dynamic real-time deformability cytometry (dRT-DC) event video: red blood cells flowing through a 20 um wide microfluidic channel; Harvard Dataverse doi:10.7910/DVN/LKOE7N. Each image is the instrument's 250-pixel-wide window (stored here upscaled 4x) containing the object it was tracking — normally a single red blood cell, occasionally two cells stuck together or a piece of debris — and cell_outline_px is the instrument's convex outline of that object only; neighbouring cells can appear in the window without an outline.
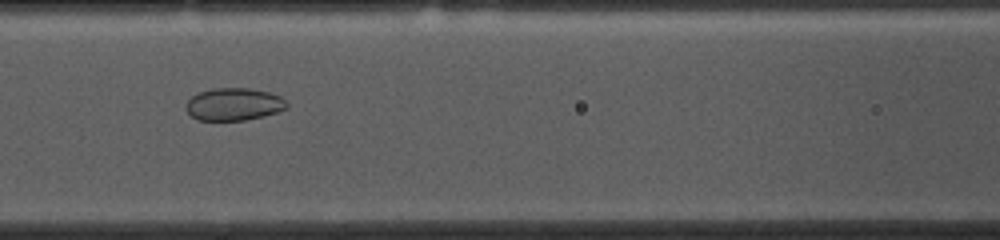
{"species": "common noctule bat (a hibernating species)", "species_latin": "Nyctalus noctula", "temperature_condition": "cold", "stored_images_in_passage": 53, "camera_frame_rate_fps": 3000, "um_per_image_px": 0.085, "animal": {"sex": "female", "body_mass_g": 10.0, "forearm_length_mm": 53.1}, "frame": {"image": 1, "passage_image": 22, "time_ms": 7.0, "image_size_px": [1000, 240], "cell_outline_px": [[288, 108], [264, 116], [244, 120], [196, 120], [184, 108], [184, 104], [192, 96], [200, 92], [212, 88], [248, 88], [268, 92], [280, 96], [288, 104]], "centroid_in_image_um": [19.85, 8.86], "position_along_channel_um": 146.8, "area_um2": 19.13}}
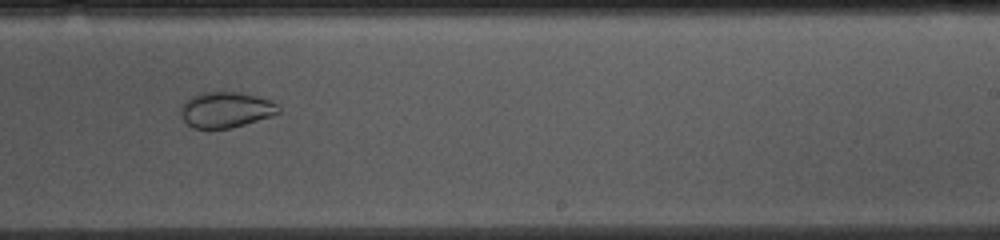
{"frame": {"image": 2, "passage_image": 32, "time_ms": 10.333, "image_size_px": [1000, 240], "cell_outline_px": [[280, 112], [272, 116], [244, 124], [228, 128], [192, 128], [180, 116], [180, 104], [192, 96], [200, 92], [236, 92], [256, 96], [272, 100], [280, 108]], "centroid_in_image_um": [19.17, 9.32], "position_along_channel_um": 269.8, "area_um2": 20.35}}
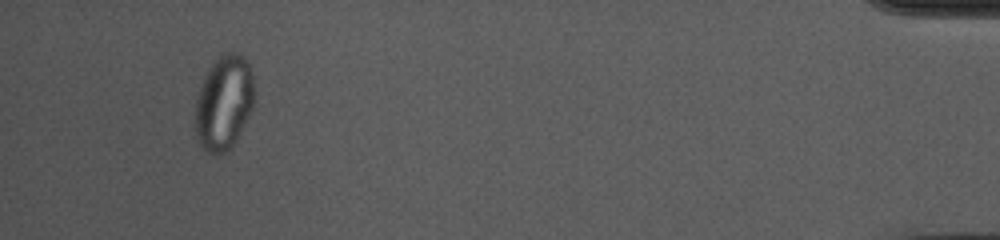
{"frame": {"image": 3, "passage_image": 50, "time_ms": 16.333, "image_size_px": [1000, 240], "cell_outline_px": [[256, 100], [240, 132], [232, 144], [224, 152], [216, 156], [208, 152], [196, 140], [196, 100], [204, 76], [212, 64], [224, 52], [240, 52], [244, 56], [252, 68]], "centroid_in_image_um": [19.07, 8.68], "position_along_channel_um": 416.1, "area_um2": 32.66}}